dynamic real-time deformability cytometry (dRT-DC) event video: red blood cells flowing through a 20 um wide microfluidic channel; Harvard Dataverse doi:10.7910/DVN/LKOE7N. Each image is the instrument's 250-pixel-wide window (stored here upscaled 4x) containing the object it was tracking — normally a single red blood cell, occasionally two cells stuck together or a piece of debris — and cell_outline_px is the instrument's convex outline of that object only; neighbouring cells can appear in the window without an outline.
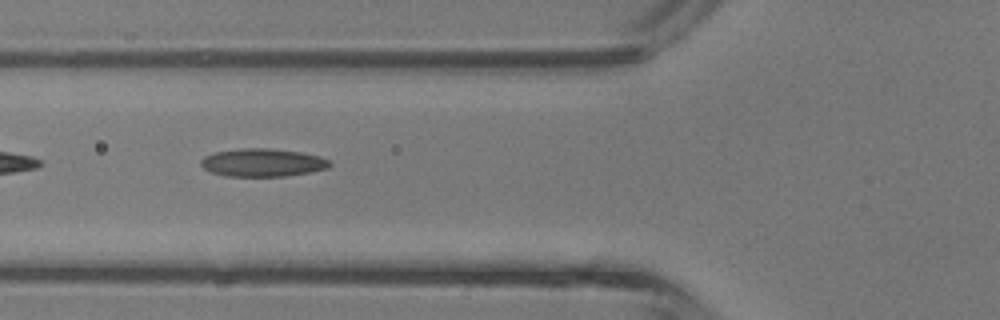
{"species": "common noctule bat (a hibernating species)", "species_latin": "Nyctalus noctula", "temperature_condition": "room temperature", "stored_images_in_passage": 3, "camera_frame_rate_fps": 3000, "um_per_image_px": 0.085, "animal": {"sex": "male", "body_mass_g": 13.3}, "frame": {"image": 1, "passage_image": 2, "time_ms": 0.333, "image_size_px": [1000, 320], "cell_outline_px": [[332, 164], [328, 168], [308, 172], [284, 176], [228, 176], [212, 172], [204, 168], [200, 164], [200, 160], [204, 156], [216, 152], [240, 148], [268, 148], [300, 152], [320, 156], [328, 160]], "centroid_in_image_um": [22.31, 13.81], "position_along_channel_um": 103.5, "area_um2": 20.87}}
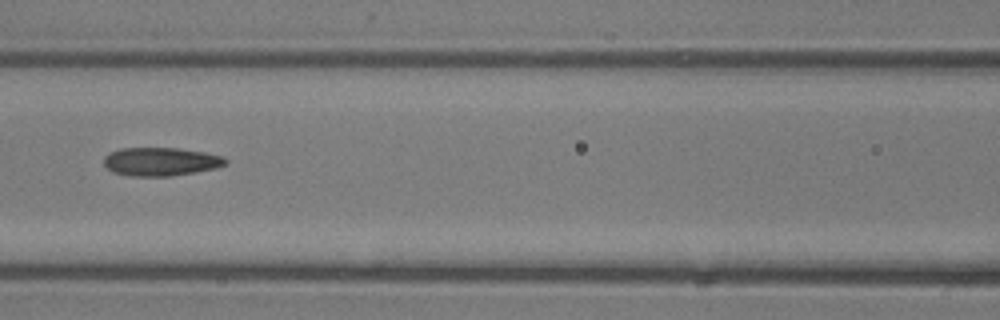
{"frame": {"image": 2, "passage_image": 3, "time_ms": 0.667, "image_size_px": [1000, 320], "cell_outline_px": [[228, 164], [216, 168], [196, 172], [168, 176], [132, 176], [112, 172], [104, 164], [104, 156], [108, 152], [120, 148], [176, 148], [204, 152], [224, 156], [228, 160]], "centroid_in_image_um": [13.67, 13.73], "position_along_channel_um": 152.9, "area_um2": 20.29}}